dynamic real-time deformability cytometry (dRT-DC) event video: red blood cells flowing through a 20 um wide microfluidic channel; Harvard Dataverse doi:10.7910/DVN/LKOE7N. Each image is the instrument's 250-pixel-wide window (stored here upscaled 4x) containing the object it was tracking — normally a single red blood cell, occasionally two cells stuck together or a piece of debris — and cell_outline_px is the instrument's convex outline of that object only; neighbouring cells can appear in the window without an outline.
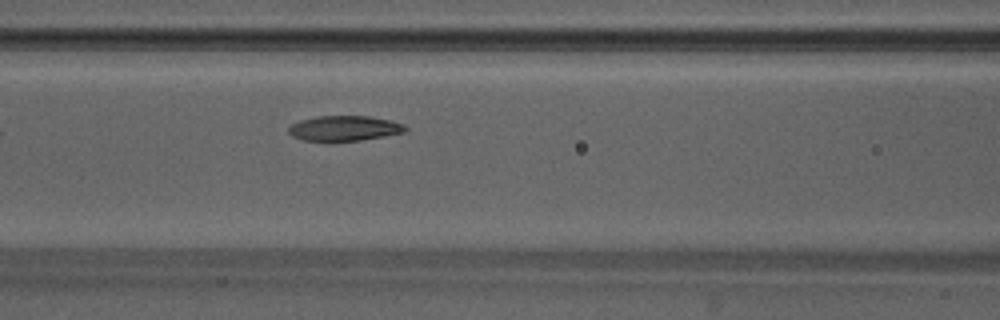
{"species": "Egyptian fruit bat (a non-hibernating species)", "species_latin": "Rousettus aegyptiacus", "temperature_condition": "warm", "stored_images_in_passage": 32, "camera_frame_rate_fps": 3000, "um_per_image_px": 0.085, "animal": {"sex": "male"}, "frame": {"image": 1, "passage_image": 6, "time_ms": 1.667, "image_size_px": [1000, 320], "cell_outline_px": [[408, 128], [404, 132], [384, 136], [360, 140], [304, 140], [292, 136], [288, 132], [288, 128], [292, 124], [300, 120], [316, 116], [368, 116], [392, 120], [404, 124]], "centroid_in_image_um": [29.28, 10.89], "position_along_channel_um": 137.3, "area_um2": 16.94}}
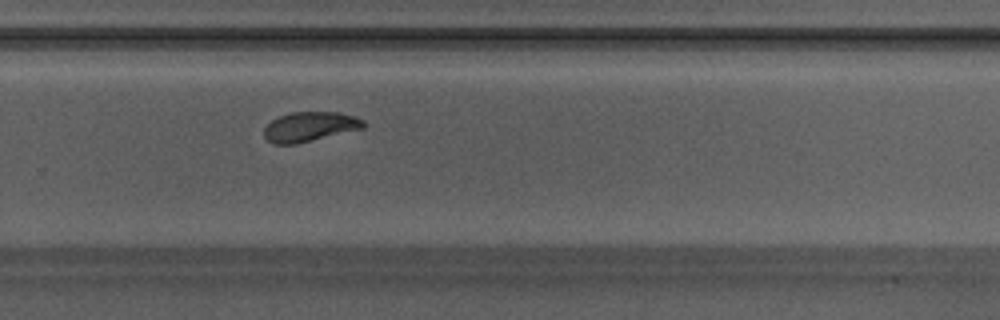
{"frame": {"image": 2, "passage_image": 18, "time_ms": 5.667, "image_size_px": [1000, 320], "cell_outline_px": [[364, 128], [296, 144], [272, 144], [264, 136], [264, 128], [272, 120], [280, 116], [292, 112], [336, 112], [356, 116], [364, 120]], "centroid_in_image_um": [26.33, 10.77], "position_along_channel_um": 303.5, "area_um2": 17.11}}
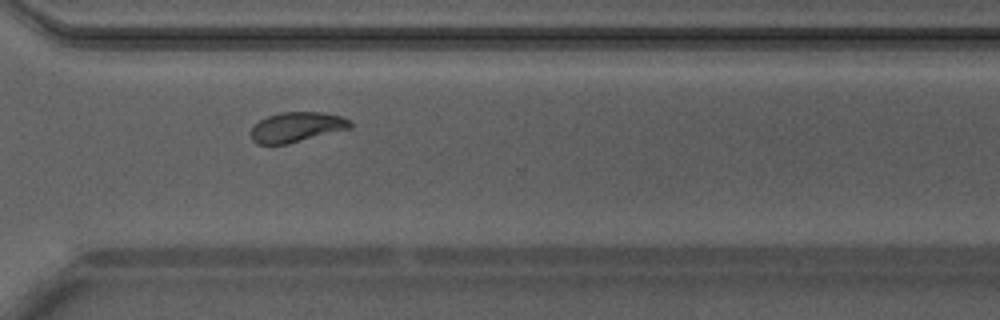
{"frame": {"image": 3, "passage_image": 21, "time_ms": 6.667, "image_size_px": [1000, 320], "cell_outline_px": [[352, 128], [288, 144], [256, 144], [252, 140], [252, 128], [260, 120], [268, 116], [280, 112], [320, 112], [340, 116], [348, 120], [352, 124]], "centroid_in_image_um": [25.23, 10.81], "position_along_channel_um": 345.4, "area_um2": 17.22}, "authors_computed_cell_mechanics": {"area_um2": 17.7735, "velocity_mm_per_s": 4.1648, "shape_relaxation_time_tau1_ms": 5.0207, "shape_relaxation_time_tau2_ms": 2.517, "deformation_change_tau1": 0.1566, "deformation_change_tau2": 0.0795}}